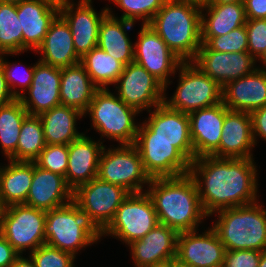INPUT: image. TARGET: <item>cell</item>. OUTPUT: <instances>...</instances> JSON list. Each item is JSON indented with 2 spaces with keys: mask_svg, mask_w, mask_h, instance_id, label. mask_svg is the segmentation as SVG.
Masks as SVG:
<instances>
[{
  "mask_svg": "<svg viewBox=\"0 0 266 267\" xmlns=\"http://www.w3.org/2000/svg\"><path fill=\"white\" fill-rule=\"evenodd\" d=\"M254 158L206 155L190 163L189 175L198 188L204 212L210 217L225 208L258 201V173Z\"/></svg>",
  "mask_w": 266,
  "mask_h": 267,
  "instance_id": "1",
  "label": "cell"
},
{
  "mask_svg": "<svg viewBox=\"0 0 266 267\" xmlns=\"http://www.w3.org/2000/svg\"><path fill=\"white\" fill-rule=\"evenodd\" d=\"M146 192L153 202L159 223L178 233L198 230L199 224L209 217L202 208L198 188L189 174L151 178Z\"/></svg>",
  "mask_w": 266,
  "mask_h": 267,
  "instance_id": "2",
  "label": "cell"
},
{
  "mask_svg": "<svg viewBox=\"0 0 266 267\" xmlns=\"http://www.w3.org/2000/svg\"><path fill=\"white\" fill-rule=\"evenodd\" d=\"M183 62L193 61L201 48V2L166 0L148 24Z\"/></svg>",
  "mask_w": 266,
  "mask_h": 267,
  "instance_id": "3",
  "label": "cell"
},
{
  "mask_svg": "<svg viewBox=\"0 0 266 267\" xmlns=\"http://www.w3.org/2000/svg\"><path fill=\"white\" fill-rule=\"evenodd\" d=\"M215 213L218 219L211 227L226 250H266V210L263 205L255 202Z\"/></svg>",
  "mask_w": 266,
  "mask_h": 267,
  "instance_id": "4",
  "label": "cell"
},
{
  "mask_svg": "<svg viewBox=\"0 0 266 267\" xmlns=\"http://www.w3.org/2000/svg\"><path fill=\"white\" fill-rule=\"evenodd\" d=\"M44 236L45 244L69 252L74 257L79 250L101 240L100 233L73 201L46 211Z\"/></svg>",
  "mask_w": 266,
  "mask_h": 267,
  "instance_id": "5",
  "label": "cell"
},
{
  "mask_svg": "<svg viewBox=\"0 0 266 267\" xmlns=\"http://www.w3.org/2000/svg\"><path fill=\"white\" fill-rule=\"evenodd\" d=\"M87 114L92 121L91 126L101 134V138L116 140L119 145L134 144L139 127L135 118L140 113L108 88L98 89L95 92L84 113L86 116Z\"/></svg>",
  "mask_w": 266,
  "mask_h": 267,
  "instance_id": "6",
  "label": "cell"
},
{
  "mask_svg": "<svg viewBox=\"0 0 266 267\" xmlns=\"http://www.w3.org/2000/svg\"><path fill=\"white\" fill-rule=\"evenodd\" d=\"M179 81L176 91L164 102L169 108L190 113L212 107L222 102V87L206 75L192 61L182 62L178 68Z\"/></svg>",
  "mask_w": 266,
  "mask_h": 267,
  "instance_id": "7",
  "label": "cell"
},
{
  "mask_svg": "<svg viewBox=\"0 0 266 267\" xmlns=\"http://www.w3.org/2000/svg\"><path fill=\"white\" fill-rule=\"evenodd\" d=\"M120 146V147H119ZM106 149L104 146L97 178L124 187L130 193L145 192L151 178L145 172L139 151L134 144H121Z\"/></svg>",
  "mask_w": 266,
  "mask_h": 267,
  "instance_id": "8",
  "label": "cell"
},
{
  "mask_svg": "<svg viewBox=\"0 0 266 267\" xmlns=\"http://www.w3.org/2000/svg\"><path fill=\"white\" fill-rule=\"evenodd\" d=\"M130 194L124 187L96 177L73 191V202L101 234L114 219L121 203Z\"/></svg>",
  "mask_w": 266,
  "mask_h": 267,
  "instance_id": "9",
  "label": "cell"
},
{
  "mask_svg": "<svg viewBox=\"0 0 266 267\" xmlns=\"http://www.w3.org/2000/svg\"><path fill=\"white\" fill-rule=\"evenodd\" d=\"M45 220V210L24 203L12 204L2 209L0 234L20 255L26 249L31 253L45 244Z\"/></svg>",
  "mask_w": 266,
  "mask_h": 267,
  "instance_id": "10",
  "label": "cell"
},
{
  "mask_svg": "<svg viewBox=\"0 0 266 267\" xmlns=\"http://www.w3.org/2000/svg\"><path fill=\"white\" fill-rule=\"evenodd\" d=\"M147 112L149 117L139 122L136 139H164L191 163L194 160V148L188 114L171 109L165 103Z\"/></svg>",
  "mask_w": 266,
  "mask_h": 267,
  "instance_id": "11",
  "label": "cell"
},
{
  "mask_svg": "<svg viewBox=\"0 0 266 267\" xmlns=\"http://www.w3.org/2000/svg\"><path fill=\"white\" fill-rule=\"evenodd\" d=\"M159 223L147 192L131 193L117 209L116 215L100 237L112 236L125 244L141 239Z\"/></svg>",
  "mask_w": 266,
  "mask_h": 267,
  "instance_id": "12",
  "label": "cell"
},
{
  "mask_svg": "<svg viewBox=\"0 0 266 267\" xmlns=\"http://www.w3.org/2000/svg\"><path fill=\"white\" fill-rule=\"evenodd\" d=\"M116 84L117 96L139 113L164 102L165 86L135 61L124 66Z\"/></svg>",
  "mask_w": 266,
  "mask_h": 267,
  "instance_id": "13",
  "label": "cell"
},
{
  "mask_svg": "<svg viewBox=\"0 0 266 267\" xmlns=\"http://www.w3.org/2000/svg\"><path fill=\"white\" fill-rule=\"evenodd\" d=\"M134 43V61L144 67L165 86L172 84L170 76L178 72L182 60L175 55L148 24H142Z\"/></svg>",
  "mask_w": 266,
  "mask_h": 267,
  "instance_id": "14",
  "label": "cell"
},
{
  "mask_svg": "<svg viewBox=\"0 0 266 267\" xmlns=\"http://www.w3.org/2000/svg\"><path fill=\"white\" fill-rule=\"evenodd\" d=\"M64 0L59 3V15L67 22L77 55L82 58L97 46L99 27L108 14L105 7L100 13L92 6V0ZM75 7V8H74Z\"/></svg>",
  "mask_w": 266,
  "mask_h": 267,
  "instance_id": "15",
  "label": "cell"
},
{
  "mask_svg": "<svg viewBox=\"0 0 266 267\" xmlns=\"http://www.w3.org/2000/svg\"><path fill=\"white\" fill-rule=\"evenodd\" d=\"M225 252L224 244L211 227L202 234L197 233V230L178 233L176 260L181 264L191 267H222Z\"/></svg>",
  "mask_w": 266,
  "mask_h": 267,
  "instance_id": "16",
  "label": "cell"
},
{
  "mask_svg": "<svg viewBox=\"0 0 266 267\" xmlns=\"http://www.w3.org/2000/svg\"><path fill=\"white\" fill-rule=\"evenodd\" d=\"M145 172L150 178L189 174L190 162L164 139H135Z\"/></svg>",
  "mask_w": 266,
  "mask_h": 267,
  "instance_id": "17",
  "label": "cell"
},
{
  "mask_svg": "<svg viewBox=\"0 0 266 267\" xmlns=\"http://www.w3.org/2000/svg\"><path fill=\"white\" fill-rule=\"evenodd\" d=\"M192 62L222 88L228 82L247 76L257 68V60L248 51L199 50Z\"/></svg>",
  "mask_w": 266,
  "mask_h": 267,
  "instance_id": "18",
  "label": "cell"
},
{
  "mask_svg": "<svg viewBox=\"0 0 266 267\" xmlns=\"http://www.w3.org/2000/svg\"><path fill=\"white\" fill-rule=\"evenodd\" d=\"M177 237L175 229L158 223L144 237L128 244L134 267L160 265L176 259Z\"/></svg>",
  "mask_w": 266,
  "mask_h": 267,
  "instance_id": "19",
  "label": "cell"
},
{
  "mask_svg": "<svg viewBox=\"0 0 266 267\" xmlns=\"http://www.w3.org/2000/svg\"><path fill=\"white\" fill-rule=\"evenodd\" d=\"M56 0H23L16 5L23 32V53L36 49L43 42L51 23L59 15Z\"/></svg>",
  "mask_w": 266,
  "mask_h": 267,
  "instance_id": "20",
  "label": "cell"
},
{
  "mask_svg": "<svg viewBox=\"0 0 266 267\" xmlns=\"http://www.w3.org/2000/svg\"><path fill=\"white\" fill-rule=\"evenodd\" d=\"M61 68L41 61L36 62L30 87L18 99L29 115L41 113L61 105L60 100Z\"/></svg>",
  "mask_w": 266,
  "mask_h": 267,
  "instance_id": "21",
  "label": "cell"
},
{
  "mask_svg": "<svg viewBox=\"0 0 266 267\" xmlns=\"http://www.w3.org/2000/svg\"><path fill=\"white\" fill-rule=\"evenodd\" d=\"M219 147L211 154L218 158H254L255 147L251 116L248 112L232 111L225 106Z\"/></svg>",
  "mask_w": 266,
  "mask_h": 267,
  "instance_id": "22",
  "label": "cell"
},
{
  "mask_svg": "<svg viewBox=\"0 0 266 267\" xmlns=\"http://www.w3.org/2000/svg\"><path fill=\"white\" fill-rule=\"evenodd\" d=\"M194 159L211 155L220 145L225 105L223 102L188 113Z\"/></svg>",
  "mask_w": 266,
  "mask_h": 267,
  "instance_id": "23",
  "label": "cell"
},
{
  "mask_svg": "<svg viewBox=\"0 0 266 267\" xmlns=\"http://www.w3.org/2000/svg\"><path fill=\"white\" fill-rule=\"evenodd\" d=\"M103 142L95 141L84 133L68 145V168L65 179L73 191L97 177Z\"/></svg>",
  "mask_w": 266,
  "mask_h": 267,
  "instance_id": "24",
  "label": "cell"
},
{
  "mask_svg": "<svg viewBox=\"0 0 266 267\" xmlns=\"http://www.w3.org/2000/svg\"><path fill=\"white\" fill-rule=\"evenodd\" d=\"M222 102L232 111L248 112L266 105V71L256 68L222 88Z\"/></svg>",
  "mask_w": 266,
  "mask_h": 267,
  "instance_id": "25",
  "label": "cell"
},
{
  "mask_svg": "<svg viewBox=\"0 0 266 267\" xmlns=\"http://www.w3.org/2000/svg\"><path fill=\"white\" fill-rule=\"evenodd\" d=\"M73 201V190L64 176L37 166L34 162L32 184L24 204L49 211Z\"/></svg>",
  "mask_w": 266,
  "mask_h": 267,
  "instance_id": "26",
  "label": "cell"
},
{
  "mask_svg": "<svg viewBox=\"0 0 266 267\" xmlns=\"http://www.w3.org/2000/svg\"><path fill=\"white\" fill-rule=\"evenodd\" d=\"M37 52L41 54L39 61L57 68H66L81 61L75 51L70 28L60 15L51 23Z\"/></svg>",
  "mask_w": 266,
  "mask_h": 267,
  "instance_id": "27",
  "label": "cell"
},
{
  "mask_svg": "<svg viewBox=\"0 0 266 267\" xmlns=\"http://www.w3.org/2000/svg\"><path fill=\"white\" fill-rule=\"evenodd\" d=\"M102 19L98 33V43L101 49L110 54L124 66L134 61V43H132L127 31L132 30L133 22L116 18L112 8Z\"/></svg>",
  "mask_w": 266,
  "mask_h": 267,
  "instance_id": "28",
  "label": "cell"
},
{
  "mask_svg": "<svg viewBox=\"0 0 266 267\" xmlns=\"http://www.w3.org/2000/svg\"><path fill=\"white\" fill-rule=\"evenodd\" d=\"M98 89L81 63L61 68V105L76 108L84 114Z\"/></svg>",
  "mask_w": 266,
  "mask_h": 267,
  "instance_id": "29",
  "label": "cell"
},
{
  "mask_svg": "<svg viewBox=\"0 0 266 267\" xmlns=\"http://www.w3.org/2000/svg\"><path fill=\"white\" fill-rule=\"evenodd\" d=\"M46 144L69 145L84 133L77 130L76 121L85 116L76 108L59 105L38 115Z\"/></svg>",
  "mask_w": 266,
  "mask_h": 267,
  "instance_id": "30",
  "label": "cell"
},
{
  "mask_svg": "<svg viewBox=\"0 0 266 267\" xmlns=\"http://www.w3.org/2000/svg\"><path fill=\"white\" fill-rule=\"evenodd\" d=\"M7 161L9 164L0 166V204L3 208L26 202L34 174V162Z\"/></svg>",
  "mask_w": 266,
  "mask_h": 267,
  "instance_id": "31",
  "label": "cell"
},
{
  "mask_svg": "<svg viewBox=\"0 0 266 267\" xmlns=\"http://www.w3.org/2000/svg\"><path fill=\"white\" fill-rule=\"evenodd\" d=\"M246 20L243 3L201 4V37L225 35Z\"/></svg>",
  "mask_w": 266,
  "mask_h": 267,
  "instance_id": "32",
  "label": "cell"
},
{
  "mask_svg": "<svg viewBox=\"0 0 266 267\" xmlns=\"http://www.w3.org/2000/svg\"><path fill=\"white\" fill-rule=\"evenodd\" d=\"M80 63L99 89L109 88L116 82L124 70V65L106 53L99 46L86 53Z\"/></svg>",
  "mask_w": 266,
  "mask_h": 267,
  "instance_id": "33",
  "label": "cell"
},
{
  "mask_svg": "<svg viewBox=\"0 0 266 267\" xmlns=\"http://www.w3.org/2000/svg\"><path fill=\"white\" fill-rule=\"evenodd\" d=\"M28 115L18 98L0 106V147L5 158L16 152L21 125Z\"/></svg>",
  "mask_w": 266,
  "mask_h": 267,
  "instance_id": "34",
  "label": "cell"
},
{
  "mask_svg": "<svg viewBox=\"0 0 266 267\" xmlns=\"http://www.w3.org/2000/svg\"><path fill=\"white\" fill-rule=\"evenodd\" d=\"M45 146L46 140L40 117L28 115L21 125L16 152L9 159L34 162Z\"/></svg>",
  "mask_w": 266,
  "mask_h": 267,
  "instance_id": "35",
  "label": "cell"
},
{
  "mask_svg": "<svg viewBox=\"0 0 266 267\" xmlns=\"http://www.w3.org/2000/svg\"><path fill=\"white\" fill-rule=\"evenodd\" d=\"M0 53H23V32L16 4L0 3Z\"/></svg>",
  "mask_w": 266,
  "mask_h": 267,
  "instance_id": "36",
  "label": "cell"
},
{
  "mask_svg": "<svg viewBox=\"0 0 266 267\" xmlns=\"http://www.w3.org/2000/svg\"><path fill=\"white\" fill-rule=\"evenodd\" d=\"M123 14L120 18L135 23L142 20V24H149L156 13L162 8L166 0H111Z\"/></svg>",
  "mask_w": 266,
  "mask_h": 267,
  "instance_id": "37",
  "label": "cell"
},
{
  "mask_svg": "<svg viewBox=\"0 0 266 267\" xmlns=\"http://www.w3.org/2000/svg\"><path fill=\"white\" fill-rule=\"evenodd\" d=\"M199 50H215L217 52H244L248 51L246 27L241 26L229 33L216 37H201Z\"/></svg>",
  "mask_w": 266,
  "mask_h": 267,
  "instance_id": "38",
  "label": "cell"
},
{
  "mask_svg": "<svg viewBox=\"0 0 266 267\" xmlns=\"http://www.w3.org/2000/svg\"><path fill=\"white\" fill-rule=\"evenodd\" d=\"M18 55L21 53H1L0 56V67L4 73V76L6 78L8 87L11 91V93L14 95V97L17 99L23 94L26 93V90L30 87V84L32 83L33 75H34V69H35V63L31 67L25 69L26 71L20 76L21 74L19 67L21 68V65L19 66L15 63H10L8 60L6 61L5 58L7 55ZM6 55V57H4ZM20 76V77H19ZM17 86H20L22 89L19 92V89L16 90Z\"/></svg>",
  "mask_w": 266,
  "mask_h": 267,
  "instance_id": "39",
  "label": "cell"
},
{
  "mask_svg": "<svg viewBox=\"0 0 266 267\" xmlns=\"http://www.w3.org/2000/svg\"><path fill=\"white\" fill-rule=\"evenodd\" d=\"M68 145L46 144L34 161L42 169L66 176L68 168Z\"/></svg>",
  "mask_w": 266,
  "mask_h": 267,
  "instance_id": "40",
  "label": "cell"
},
{
  "mask_svg": "<svg viewBox=\"0 0 266 267\" xmlns=\"http://www.w3.org/2000/svg\"><path fill=\"white\" fill-rule=\"evenodd\" d=\"M36 267H75L71 253L43 244L29 253Z\"/></svg>",
  "mask_w": 266,
  "mask_h": 267,
  "instance_id": "41",
  "label": "cell"
},
{
  "mask_svg": "<svg viewBox=\"0 0 266 267\" xmlns=\"http://www.w3.org/2000/svg\"><path fill=\"white\" fill-rule=\"evenodd\" d=\"M248 53L256 60L266 50V19L246 20Z\"/></svg>",
  "mask_w": 266,
  "mask_h": 267,
  "instance_id": "42",
  "label": "cell"
},
{
  "mask_svg": "<svg viewBox=\"0 0 266 267\" xmlns=\"http://www.w3.org/2000/svg\"><path fill=\"white\" fill-rule=\"evenodd\" d=\"M260 259L258 250H226L222 267H258Z\"/></svg>",
  "mask_w": 266,
  "mask_h": 267,
  "instance_id": "43",
  "label": "cell"
},
{
  "mask_svg": "<svg viewBox=\"0 0 266 267\" xmlns=\"http://www.w3.org/2000/svg\"><path fill=\"white\" fill-rule=\"evenodd\" d=\"M251 126L254 144H257V137L266 140V105L250 113Z\"/></svg>",
  "mask_w": 266,
  "mask_h": 267,
  "instance_id": "44",
  "label": "cell"
},
{
  "mask_svg": "<svg viewBox=\"0 0 266 267\" xmlns=\"http://www.w3.org/2000/svg\"><path fill=\"white\" fill-rule=\"evenodd\" d=\"M246 19H266V0H244Z\"/></svg>",
  "mask_w": 266,
  "mask_h": 267,
  "instance_id": "45",
  "label": "cell"
},
{
  "mask_svg": "<svg viewBox=\"0 0 266 267\" xmlns=\"http://www.w3.org/2000/svg\"><path fill=\"white\" fill-rule=\"evenodd\" d=\"M20 254L0 234V267H9Z\"/></svg>",
  "mask_w": 266,
  "mask_h": 267,
  "instance_id": "46",
  "label": "cell"
},
{
  "mask_svg": "<svg viewBox=\"0 0 266 267\" xmlns=\"http://www.w3.org/2000/svg\"><path fill=\"white\" fill-rule=\"evenodd\" d=\"M16 98L11 93L6 78L4 76V73L0 67V106H3L5 104H8L12 101H14Z\"/></svg>",
  "mask_w": 266,
  "mask_h": 267,
  "instance_id": "47",
  "label": "cell"
},
{
  "mask_svg": "<svg viewBox=\"0 0 266 267\" xmlns=\"http://www.w3.org/2000/svg\"><path fill=\"white\" fill-rule=\"evenodd\" d=\"M9 267H36V265L30 255L28 258H26L23 256V254H21Z\"/></svg>",
  "mask_w": 266,
  "mask_h": 267,
  "instance_id": "48",
  "label": "cell"
},
{
  "mask_svg": "<svg viewBox=\"0 0 266 267\" xmlns=\"http://www.w3.org/2000/svg\"><path fill=\"white\" fill-rule=\"evenodd\" d=\"M244 0H205L201 4H230V3H243Z\"/></svg>",
  "mask_w": 266,
  "mask_h": 267,
  "instance_id": "49",
  "label": "cell"
},
{
  "mask_svg": "<svg viewBox=\"0 0 266 267\" xmlns=\"http://www.w3.org/2000/svg\"><path fill=\"white\" fill-rule=\"evenodd\" d=\"M260 61V62H262V65H263V68L261 67H259V66H257V68H259V69H261V70H263V71H266V50L260 55V57L257 59V61Z\"/></svg>",
  "mask_w": 266,
  "mask_h": 267,
  "instance_id": "50",
  "label": "cell"
},
{
  "mask_svg": "<svg viewBox=\"0 0 266 267\" xmlns=\"http://www.w3.org/2000/svg\"><path fill=\"white\" fill-rule=\"evenodd\" d=\"M258 267H266V250L261 252V259Z\"/></svg>",
  "mask_w": 266,
  "mask_h": 267,
  "instance_id": "51",
  "label": "cell"
},
{
  "mask_svg": "<svg viewBox=\"0 0 266 267\" xmlns=\"http://www.w3.org/2000/svg\"><path fill=\"white\" fill-rule=\"evenodd\" d=\"M170 267H191V266L181 264L178 260L174 259L170 261Z\"/></svg>",
  "mask_w": 266,
  "mask_h": 267,
  "instance_id": "52",
  "label": "cell"
},
{
  "mask_svg": "<svg viewBox=\"0 0 266 267\" xmlns=\"http://www.w3.org/2000/svg\"><path fill=\"white\" fill-rule=\"evenodd\" d=\"M23 0H0V3H8V4H19L21 3Z\"/></svg>",
  "mask_w": 266,
  "mask_h": 267,
  "instance_id": "53",
  "label": "cell"
},
{
  "mask_svg": "<svg viewBox=\"0 0 266 267\" xmlns=\"http://www.w3.org/2000/svg\"><path fill=\"white\" fill-rule=\"evenodd\" d=\"M148 267H170V262L160 264V265L148 266Z\"/></svg>",
  "mask_w": 266,
  "mask_h": 267,
  "instance_id": "54",
  "label": "cell"
},
{
  "mask_svg": "<svg viewBox=\"0 0 266 267\" xmlns=\"http://www.w3.org/2000/svg\"><path fill=\"white\" fill-rule=\"evenodd\" d=\"M2 209H3V207H2L1 204H0V218H1V212H2Z\"/></svg>",
  "mask_w": 266,
  "mask_h": 267,
  "instance_id": "55",
  "label": "cell"
},
{
  "mask_svg": "<svg viewBox=\"0 0 266 267\" xmlns=\"http://www.w3.org/2000/svg\"><path fill=\"white\" fill-rule=\"evenodd\" d=\"M196 1H198V2H201V3H202V2H204L205 0H196Z\"/></svg>",
  "mask_w": 266,
  "mask_h": 267,
  "instance_id": "56",
  "label": "cell"
}]
</instances>
